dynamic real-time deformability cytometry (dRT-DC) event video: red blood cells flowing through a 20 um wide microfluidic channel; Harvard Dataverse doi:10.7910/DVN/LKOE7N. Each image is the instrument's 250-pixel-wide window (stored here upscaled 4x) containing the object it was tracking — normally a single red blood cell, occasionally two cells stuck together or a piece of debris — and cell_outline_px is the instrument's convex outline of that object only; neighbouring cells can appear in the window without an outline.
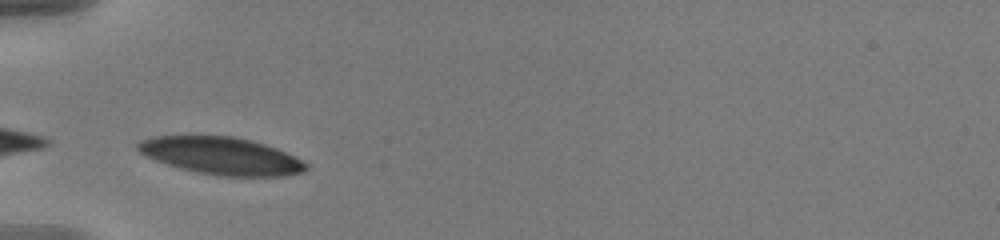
{"species": "human", "species_latin": "Homo sapiens", "temperature_condition": "warm", "stored_images_in_passage": 35, "camera_frame_rate_fps": 3000, "um_per_image_px": 0.085, "donor": {"sex": "male"}, "frame": {"image": 1, "passage_image": 1, "time_ms": 0.0, "image_size_px": [1000, 240], "cell_outline_px": [[308, 168], [304, 172], [284, 176], [220, 176], [196, 172], [180, 168], [156, 160], [140, 152], [136, 148], [136, 144], [140, 140], [152, 136], [232, 136], [252, 140], [276, 148], [308, 164]], "centroid_in_image_um": [18.8, 13.25], "position_along_channel_um": 66.2, "area_um2": 36.41}}
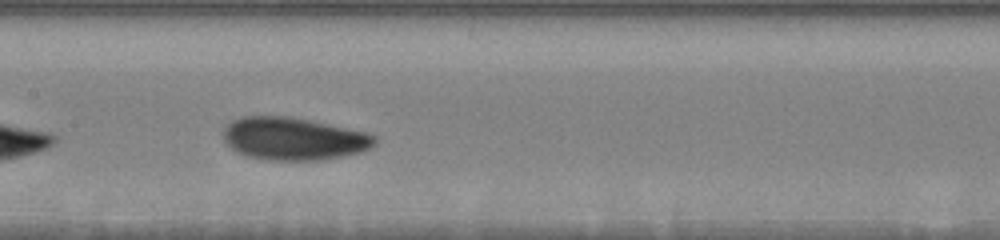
{"frame": {"image": 2, "passage_image": 11, "time_ms": 3.333, "image_size_px": [1000, 240], "cell_outline_px": [[376, 144], [360, 152], [320, 160], [264, 160], [244, 156], [236, 152], [224, 140], [224, 128], [232, 120], [244, 116], [288, 116], [308, 120], [364, 132], [376, 136]], "centroid_in_image_um": [24.9, 11.8], "position_along_channel_um": 182.5, "area_um2": 37.4}}
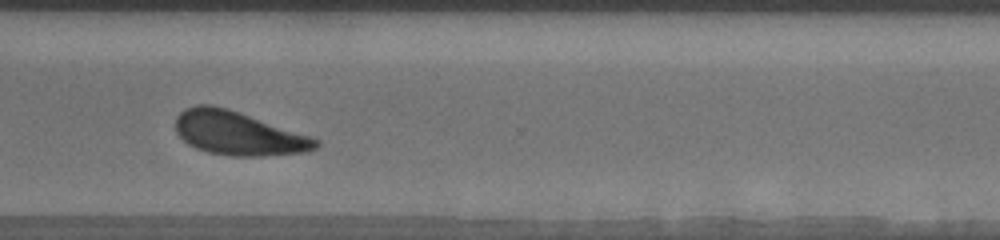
{"frame": {"image": 3, "passage_image": 25, "time_ms": 8.0, "image_size_px": [1000, 240], "cell_outline_px": [[320, 144], [316, 148], [308, 152], [260, 156], [232, 156], [208, 152], [196, 148], [188, 144], [176, 132], [176, 116], [184, 108], [196, 104], [212, 104], [228, 108], [312, 136], [320, 140]], "centroid_in_image_um": [20.26, 11.32], "position_along_channel_um": 350.3, "area_um2": 36.01}, "authors_computed_cell_mechanics": {"area_um2": 36.5296, "velocity_mm_per_s": 3.6063, "shape_relaxation_time_tau1_ms": 3.2867, "shape_relaxation_time_tau2_ms": 10.1419, "deformation_change_tau1": 0.1169, "deformation_change_tau2": 0.163}}